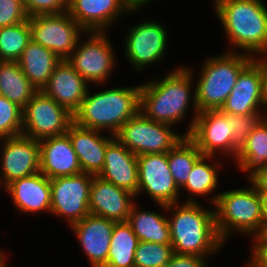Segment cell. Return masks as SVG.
I'll use <instances>...</instances> for the list:
<instances>
[{"label": "cell", "mask_w": 267, "mask_h": 267, "mask_svg": "<svg viewBox=\"0 0 267 267\" xmlns=\"http://www.w3.org/2000/svg\"><path fill=\"white\" fill-rule=\"evenodd\" d=\"M193 78L190 67L178 65V68L169 72L164 78L151 79L141 84L139 111L151 120L176 126L175 124L187 116L192 103L195 116H192L193 120L184 133L185 136H189L199 113L196 91H191Z\"/></svg>", "instance_id": "cell-1"}, {"label": "cell", "mask_w": 267, "mask_h": 267, "mask_svg": "<svg viewBox=\"0 0 267 267\" xmlns=\"http://www.w3.org/2000/svg\"><path fill=\"white\" fill-rule=\"evenodd\" d=\"M202 155L189 136H185L167 152L169 170L180 190L186 184L193 165Z\"/></svg>", "instance_id": "cell-31"}, {"label": "cell", "mask_w": 267, "mask_h": 267, "mask_svg": "<svg viewBox=\"0 0 267 267\" xmlns=\"http://www.w3.org/2000/svg\"><path fill=\"white\" fill-rule=\"evenodd\" d=\"M4 190L11 195L13 203L21 213L51 211L50 179L41 172L16 179Z\"/></svg>", "instance_id": "cell-24"}, {"label": "cell", "mask_w": 267, "mask_h": 267, "mask_svg": "<svg viewBox=\"0 0 267 267\" xmlns=\"http://www.w3.org/2000/svg\"><path fill=\"white\" fill-rule=\"evenodd\" d=\"M138 192H146L156 204L171 205L179 202L180 190L169 170L167 153L137 156Z\"/></svg>", "instance_id": "cell-13"}, {"label": "cell", "mask_w": 267, "mask_h": 267, "mask_svg": "<svg viewBox=\"0 0 267 267\" xmlns=\"http://www.w3.org/2000/svg\"><path fill=\"white\" fill-rule=\"evenodd\" d=\"M229 125L234 128L233 133V158L236 159L238 150L246 142L248 135L254 130L261 120V113L247 115L227 114Z\"/></svg>", "instance_id": "cell-35"}, {"label": "cell", "mask_w": 267, "mask_h": 267, "mask_svg": "<svg viewBox=\"0 0 267 267\" xmlns=\"http://www.w3.org/2000/svg\"><path fill=\"white\" fill-rule=\"evenodd\" d=\"M73 122V113L38 91L23 109L22 135L39 141L64 135Z\"/></svg>", "instance_id": "cell-9"}, {"label": "cell", "mask_w": 267, "mask_h": 267, "mask_svg": "<svg viewBox=\"0 0 267 267\" xmlns=\"http://www.w3.org/2000/svg\"><path fill=\"white\" fill-rule=\"evenodd\" d=\"M253 57V60L260 66L262 73V86L264 103L267 102V54Z\"/></svg>", "instance_id": "cell-41"}, {"label": "cell", "mask_w": 267, "mask_h": 267, "mask_svg": "<svg viewBox=\"0 0 267 267\" xmlns=\"http://www.w3.org/2000/svg\"><path fill=\"white\" fill-rule=\"evenodd\" d=\"M208 259L197 255L176 254L165 267H208Z\"/></svg>", "instance_id": "cell-39"}, {"label": "cell", "mask_w": 267, "mask_h": 267, "mask_svg": "<svg viewBox=\"0 0 267 267\" xmlns=\"http://www.w3.org/2000/svg\"><path fill=\"white\" fill-rule=\"evenodd\" d=\"M233 129L229 125L226 113L220 110H206L197 114L189 137L204 156L215 157L221 153L225 154V157L232 156L233 160Z\"/></svg>", "instance_id": "cell-16"}, {"label": "cell", "mask_w": 267, "mask_h": 267, "mask_svg": "<svg viewBox=\"0 0 267 267\" xmlns=\"http://www.w3.org/2000/svg\"><path fill=\"white\" fill-rule=\"evenodd\" d=\"M24 2L20 0H0V28L28 20Z\"/></svg>", "instance_id": "cell-36"}, {"label": "cell", "mask_w": 267, "mask_h": 267, "mask_svg": "<svg viewBox=\"0 0 267 267\" xmlns=\"http://www.w3.org/2000/svg\"><path fill=\"white\" fill-rule=\"evenodd\" d=\"M263 235L267 238V226L265 227V230L263 232Z\"/></svg>", "instance_id": "cell-46"}, {"label": "cell", "mask_w": 267, "mask_h": 267, "mask_svg": "<svg viewBox=\"0 0 267 267\" xmlns=\"http://www.w3.org/2000/svg\"><path fill=\"white\" fill-rule=\"evenodd\" d=\"M236 165L248 173V179L267 167V124L261 119L238 150Z\"/></svg>", "instance_id": "cell-28"}, {"label": "cell", "mask_w": 267, "mask_h": 267, "mask_svg": "<svg viewBox=\"0 0 267 267\" xmlns=\"http://www.w3.org/2000/svg\"><path fill=\"white\" fill-rule=\"evenodd\" d=\"M88 84L67 60H61L41 91L74 114L86 97Z\"/></svg>", "instance_id": "cell-20"}, {"label": "cell", "mask_w": 267, "mask_h": 267, "mask_svg": "<svg viewBox=\"0 0 267 267\" xmlns=\"http://www.w3.org/2000/svg\"><path fill=\"white\" fill-rule=\"evenodd\" d=\"M140 24L128 28L125 38V57L138 72L152 63L160 62L166 55L168 32L157 21L146 19Z\"/></svg>", "instance_id": "cell-12"}, {"label": "cell", "mask_w": 267, "mask_h": 267, "mask_svg": "<svg viewBox=\"0 0 267 267\" xmlns=\"http://www.w3.org/2000/svg\"><path fill=\"white\" fill-rule=\"evenodd\" d=\"M214 10L234 50L267 54V7L262 0H214ZM259 54V55H258Z\"/></svg>", "instance_id": "cell-3"}, {"label": "cell", "mask_w": 267, "mask_h": 267, "mask_svg": "<svg viewBox=\"0 0 267 267\" xmlns=\"http://www.w3.org/2000/svg\"><path fill=\"white\" fill-rule=\"evenodd\" d=\"M40 172L49 179L82 173L81 166L67 134L39 141Z\"/></svg>", "instance_id": "cell-22"}, {"label": "cell", "mask_w": 267, "mask_h": 267, "mask_svg": "<svg viewBox=\"0 0 267 267\" xmlns=\"http://www.w3.org/2000/svg\"><path fill=\"white\" fill-rule=\"evenodd\" d=\"M18 62L24 75L41 91L61 59L51 50L31 40Z\"/></svg>", "instance_id": "cell-25"}, {"label": "cell", "mask_w": 267, "mask_h": 267, "mask_svg": "<svg viewBox=\"0 0 267 267\" xmlns=\"http://www.w3.org/2000/svg\"><path fill=\"white\" fill-rule=\"evenodd\" d=\"M140 90L141 84L109 88L92 95L87 91L80 108L74 113V122L87 129L107 130L114 136L139 112Z\"/></svg>", "instance_id": "cell-4"}, {"label": "cell", "mask_w": 267, "mask_h": 267, "mask_svg": "<svg viewBox=\"0 0 267 267\" xmlns=\"http://www.w3.org/2000/svg\"><path fill=\"white\" fill-rule=\"evenodd\" d=\"M85 34L88 35L87 40L80 43V37L75 50L66 60L88 83L104 84L117 63L115 50L106 32Z\"/></svg>", "instance_id": "cell-8"}, {"label": "cell", "mask_w": 267, "mask_h": 267, "mask_svg": "<svg viewBox=\"0 0 267 267\" xmlns=\"http://www.w3.org/2000/svg\"><path fill=\"white\" fill-rule=\"evenodd\" d=\"M173 254L171 244L139 241L134 256L135 267H165Z\"/></svg>", "instance_id": "cell-33"}, {"label": "cell", "mask_w": 267, "mask_h": 267, "mask_svg": "<svg viewBox=\"0 0 267 267\" xmlns=\"http://www.w3.org/2000/svg\"><path fill=\"white\" fill-rule=\"evenodd\" d=\"M138 238L127 222H115L104 267H135L134 256L138 245Z\"/></svg>", "instance_id": "cell-30"}, {"label": "cell", "mask_w": 267, "mask_h": 267, "mask_svg": "<svg viewBox=\"0 0 267 267\" xmlns=\"http://www.w3.org/2000/svg\"><path fill=\"white\" fill-rule=\"evenodd\" d=\"M252 238V254L246 267H267V238L263 234Z\"/></svg>", "instance_id": "cell-38"}, {"label": "cell", "mask_w": 267, "mask_h": 267, "mask_svg": "<svg viewBox=\"0 0 267 267\" xmlns=\"http://www.w3.org/2000/svg\"><path fill=\"white\" fill-rule=\"evenodd\" d=\"M261 119L267 124V102L264 103V106L262 108Z\"/></svg>", "instance_id": "cell-43"}, {"label": "cell", "mask_w": 267, "mask_h": 267, "mask_svg": "<svg viewBox=\"0 0 267 267\" xmlns=\"http://www.w3.org/2000/svg\"><path fill=\"white\" fill-rule=\"evenodd\" d=\"M28 17L68 11V0H23Z\"/></svg>", "instance_id": "cell-37"}, {"label": "cell", "mask_w": 267, "mask_h": 267, "mask_svg": "<svg viewBox=\"0 0 267 267\" xmlns=\"http://www.w3.org/2000/svg\"><path fill=\"white\" fill-rule=\"evenodd\" d=\"M263 106L262 73L260 66L252 60L240 72L236 84L220 111L226 114L247 115L262 113Z\"/></svg>", "instance_id": "cell-17"}, {"label": "cell", "mask_w": 267, "mask_h": 267, "mask_svg": "<svg viewBox=\"0 0 267 267\" xmlns=\"http://www.w3.org/2000/svg\"><path fill=\"white\" fill-rule=\"evenodd\" d=\"M37 92L18 61H0V96L24 109Z\"/></svg>", "instance_id": "cell-27"}, {"label": "cell", "mask_w": 267, "mask_h": 267, "mask_svg": "<svg viewBox=\"0 0 267 267\" xmlns=\"http://www.w3.org/2000/svg\"><path fill=\"white\" fill-rule=\"evenodd\" d=\"M92 179L93 175L83 172L50 179V213L65 217L70 226L89 215Z\"/></svg>", "instance_id": "cell-11"}, {"label": "cell", "mask_w": 267, "mask_h": 267, "mask_svg": "<svg viewBox=\"0 0 267 267\" xmlns=\"http://www.w3.org/2000/svg\"><path fill=\"white\" fill-rule=\"evenodd\" d=\"M142 7L132 0H68L67 12L86 32H107L118 17Z\"/></svg>", "instance_id": "cell-15"}, {"label": "cell", "mask_w": 267, "mask_h": 267, "mask_svg": "<svg viewBox=\"0 0 267 267\" xmlns=\"http://www.w3.org/2000/svg\"><path fill=\"white\" fill-rule=\"evenodd\" d=\"M7 255H5L4 253L0 256V267H10L7 266V262H6V257Z\"/></svg>", "instance_id": "cell-45"}, {"label": "cell", "mask_w": 267, "mask_h": 267, "mask_svg": "<svg viewBox=\"0 0 267 267\" xmlns=\"http://www.w3.org/2000/svg\"><path fill=\"white\" fill-rule=\"evenodd\" d=\"M1 142L0 184L4 188L16 179L40 172L39 140L19 135Z\"/></svg>", "instance_id": "cell-14"}, {"label": "cell", "mask_w": 267, "mask_h": 267, "mask_svg": "<svg viewBox=\"0 0 267 267\" xmlns=\"http://www.w3.org/2000/svg\"><path fill=\"white\" fill-rule=\"evenodd\" d=\"M31 39L66 60L75 50L82 33L86 31L68 12L41 14L28 18Z\"/></svg>", "instance_id": "cell-10"}, {"label": "cell", "mask_w": 267, "mask_h": 267, "mask_svg": "<svg viewBox=\"0 0 267 267\" xmlns=\"http://www.w3.org/2000/svg\"><path fill=\"white\" fill-rule=\"evenodd\" d=\"M149 1H153V0H132V2L136 5V6H144L146 4L149 3Z\"/></svg>", "instance_id": "cell-44"}, {"label": "cell", "mask_w": 267, "mask_h": 267, "mask_svg": "<svg viewBox=\"0 0 267 267\" xmlns=\"http://www.w3.org/2000/svg\"><path fill=\"white\" fill-rule=\"evenodd\" d=\"M157 205L172 214L168 221L174 253L208 259L225 245L217 233L215 210L207 209L198 202Z\"/></svg>", "instance_id": "cell-2"}, {"label": "cell", "mask_w": 267, "mask_h": 267, "mask_svg": "<svg viewBox=\"0 0 267 267\" xmlns=\"http://www.w3.org/2000/svg\"><path fill=\"white\" fill-rule=\"evenodd\" d=\"M258 193H267V167L257 171L248 179Z\"/></svg>", "instance_id": "cell-40"}, {"label": "cell", "mask_w": 267, "mask_h": 267, "mask_svg": "<svg viewBox=\"0 0 267 267\" xmlns=\"http://www.w3.org/2000/svg\"><path fill=\"white\" fill-rule=\"evenodd\" d=\"M114 224L113 220L89 214L70 226L91 267L106 265Z\"/></svg>", "instance_id": "cell-18"}, {"label": "cell", "mask_w": 267, "mask_h": 267, "mask_svg": "<svg viewBox=\"0 0 267 267\" xmlns=\"http://www.w3.org/2000/svg\"><path fill=\"white\" fill-rule=\"evenodd\" d=\"M261 200L262 215L264 217L265 227L267 226V193H259Z\"/></svg>", "instance_id": "cell-42"}, {"label": "cell", "mask_w": 267, "mask_h": 267, "mask_svg": "<svg viewBox=\"0 0 267 267\" xmlns=\"http://www.w3.org/2000/svg\"><path fill=\"white\" fill-rule=\"evenodd\" d=\"M23 109L0 96V140L22 135Z\"/></svg>", "instance_id": "cell-34"}, {"label": "cell", "mask_w": 267, "mask_h": 267, "mask_svg": "<svg viewBox=\"0 0 267 267\" xmlns=\"http://www.w3.org/2000/svg\"><path fill=\"white\" fill-rule=\"evenodd\" d=\"M98 176L137 196L139 180L137 156L116 138L107 145L104 167Z\"/></svg>", "instance_id": "cell-23"}, {"label": "cell", "mask_w": 267, "mask_h": 267, "mask_svg": "<svg viewBox=\"0 0 267 267\" xmlns=\"http://www.w3.org/2000/svg\"><path fill=\"white\" fill-rule=\"evenodd\" d=\"M171 127L151 120L139 111L120 127L114 137L136 156L167 153L185 137Z\"/></svg>", "instance_id": "cell-7"}, {"label": "cell", "mask_w": 267, "mask_h": 267, "mask_svg": "<svg viewBox=\"0 0 267 267\" xmlns=\"http://www.w3.org/2000/svg\"><path fill=\"white\" fill-rule=\"evenodd\" d=\"M129 191L113 183L93 176L90 188L89 210L91 215L107 218L115 222L128 220L134 199Z\"/></svg>", "instance_id": "cell-19"}, {"label": "cell", "mask_w": 267, "mask_h": 267, "mask_svg": "<svg viewBox=\"0 0 267 267\" xmlns=\"http://www.w3.org/2000/svg\"><path fill=\"white\" fill-rule=\"evenodd\" d=\"M213 158L216 159L213 156L202 155L193 165L186 184L181 188L191 195L189 196L188 194L187 200L184 202H198L194 195L203 196L204 198V196L210 195L218 187V172H220L219 167L221 164Z\"/></svg>", "instance_id": "cell-29"}, {"label": "cell", "mask_w": 267, "mask_h": 267, "mask_svg": "<svg viewBox=\"0 0 267 267\" xmlns=\"http://www.w3.org/2000/svg\"><path fill=\"white\" fill-rule=\"evenodd\" d=\"M253 57L240 52H223L204 61L195 86L198 111L220 110L236 84L240 72Z\"/></svg>", "instance_id": "cell-6"}, {"label": "cell", "mask_w": 267, "mask_h": 267, "mask_svg": "<svg viewBox=\"0 0 267 267\" xmlns=\"http://www.w3.org/2000/svg\"><path fill=\"white\" fill-rule=\"evenodd\" d=\"M127 222L139 241L160 244H171L168 217L153 210H139L133 204Z\"/></svg>", "instance_id": "cell-26"}, {"label": "cell", "mask_w": 267, "mask_h": 267, "mask_svg": "<svg viewBox=\"0 0 267 267\" xmlns=\"http://www.w3.org/2000/svg\"><path fill=\"white\" fill-rule=\"evenodd\" d=\"M31 40L29 19L0 28V61H18Z\"/></svg>", "instance_id": "cell-32"}, {"label": "cell", "mask_w": 267, "mask_h": 267, "mask_svg": "<svg viewBox=\"0 0 267 267\" xmlns=\"http://www.w3.org/2000/svg\"><path fill=\"white\" fill-rule=\"evenodd\" d=\"M210 197V205L216 210L217 233L224 243L233 231L252 237L263 234L265 224L261 200L251 182L249 188L227 190Z\"/></svg>", "instance_id": "cell-5"}, {"label": "cell", "mask_w": 267, "mask_h": 267, "mask_svg": "<svg viewBox=\"0 0 267 267\" xmlns=\"http://www.w3.org/2000/svg\"><path fill=\"white\" fill-rule=\"evenodd\" d=\"M102 131L83 128L73 122L67 131L72 147L77 154L81 170L98 176L104 167L107 145L115 138L105 137Z\"/></svg>", "instance_id": "cell-21"}]
</instances>
